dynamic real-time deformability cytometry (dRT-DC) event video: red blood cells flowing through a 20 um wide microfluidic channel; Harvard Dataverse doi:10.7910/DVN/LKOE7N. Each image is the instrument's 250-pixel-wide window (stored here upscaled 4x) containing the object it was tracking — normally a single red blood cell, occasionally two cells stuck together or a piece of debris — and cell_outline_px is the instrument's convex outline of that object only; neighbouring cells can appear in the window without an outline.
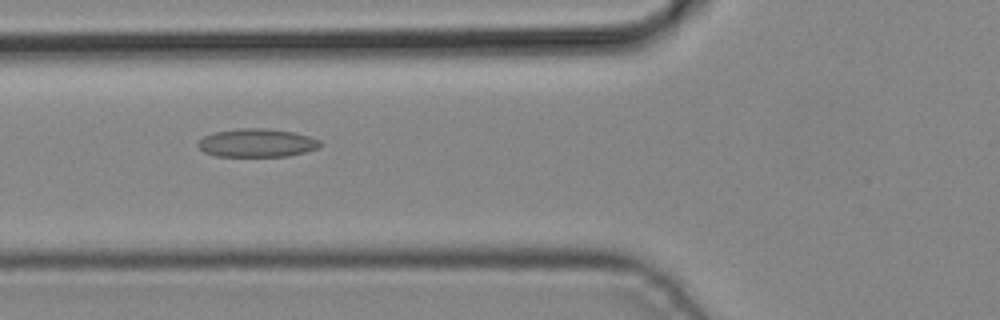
{"species": "common noctule bat (a hibernating species)", "species_latin": "Nyctalus noctula", "temperature_condition": "cold", "stored_images_in_passage": 5, "camera_frame_rate_fps": 3000, "um_per_image_px": 0.085, "animal": {"sex": "male", "body_mass_g": 19.2, "forearm_length_mm": 51.8}, "frame": {"image": 1, "passage_image": 5, "time_ms": 1.333, "image_size_px": [1000, 320], "cell_outline_px": [[324, 144], [316, 148], [304, 152], [288, 156], [216, 156], [204, 152], [196, 144], [204, 136], [216, 132], [240, 128], [264, 128], [292, 132], [308, 136], [320, 140]], "centroid_in_image_um": [21.84, 12.15], "position_along_channel_um": 104.0, "area_um2": 20.0}}